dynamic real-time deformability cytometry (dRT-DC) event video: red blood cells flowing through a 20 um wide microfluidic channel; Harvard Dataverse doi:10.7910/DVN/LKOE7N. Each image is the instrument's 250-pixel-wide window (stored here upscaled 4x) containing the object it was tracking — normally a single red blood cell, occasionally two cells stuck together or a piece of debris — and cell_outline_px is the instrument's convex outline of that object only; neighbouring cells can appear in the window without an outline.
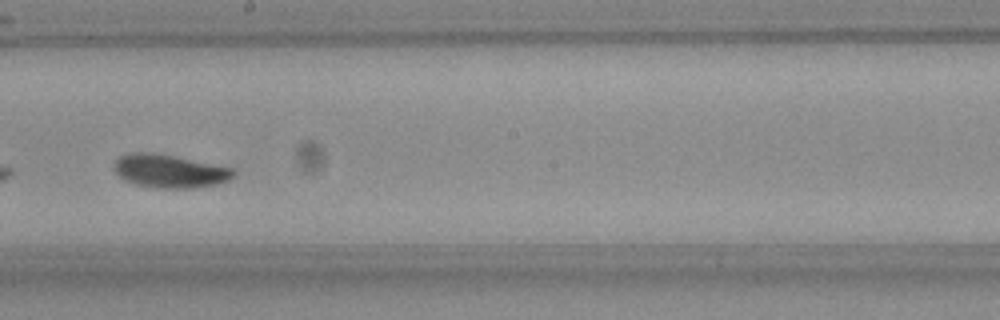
{"species": "Egyptian fruit bat (a non-hibernating species)", "species_latin": "Rousettus aegyptiacus", "temperature_condition": "room temperature", "stored_images_in_passage": 9, "camera_frame_rate_fps": 3000, "um_per_image_px": 0.085, "frame": {"image": 1, "passage_image": 8, "time_ms": 2.333, "image_size_px": [1000, 320], "cell_outline_px": [[236, 176], [228, 180], [216, 184], [192, 188], [152, 188], [136, 184], [120, 176], [116, 172], [116, 160], [120, 156], [132, 152], [152, 152], [232, 168], [236, 172]], "centroid_in_image_um": [14.45, 14.55], "position_along_channel_um": 233.8, "area_um2": 22.72}}
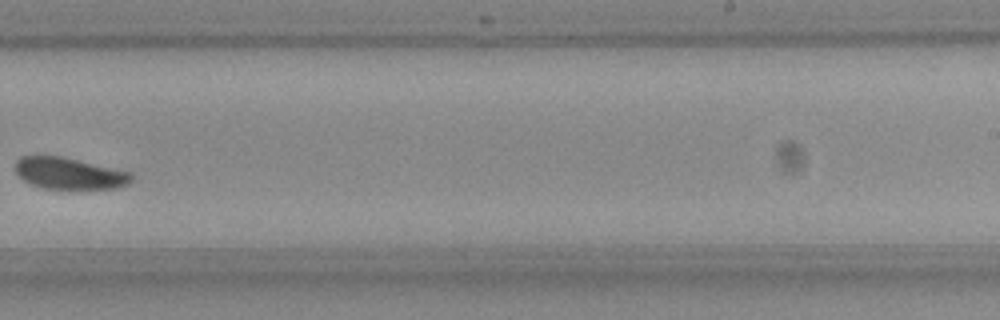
{"frame": {"image": 2, "passage_image": 9, "time_ms": 2.667, "image_size_px": [1000, 320], "cell_outline_px": [[132, 180], [128, 184], [116, 188], [44, 188], [28, 184], [16, 172], [16, 160], [20, 156], [60, 156], [132, 172]], "centroid_in_image_um": [5.88, 14.73], "position_along_channel_um": 283.1, "area_um2": 21.15}}